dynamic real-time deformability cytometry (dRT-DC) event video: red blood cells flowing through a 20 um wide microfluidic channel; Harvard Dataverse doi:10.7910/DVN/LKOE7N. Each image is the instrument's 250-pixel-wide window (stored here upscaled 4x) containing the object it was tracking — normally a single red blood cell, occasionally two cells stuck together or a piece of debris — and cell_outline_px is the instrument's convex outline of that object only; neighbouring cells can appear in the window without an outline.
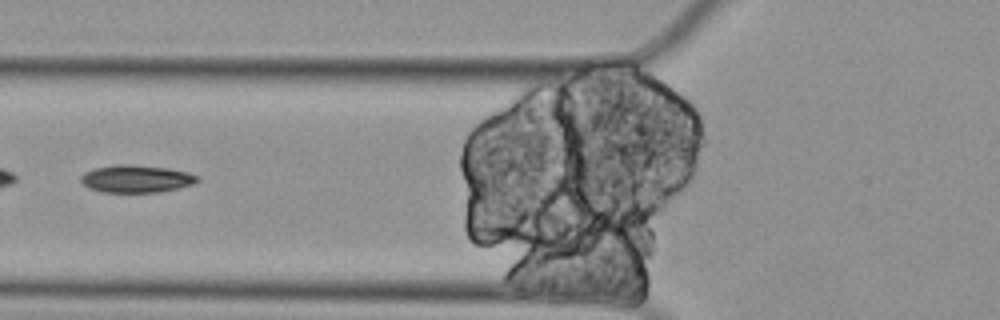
{"species": "Egyptian fruit bat (a non-hibernating species)", "species_latin": "Rousettus aegyptiacus", "temperature_condition": "cold", "stored_images_in_passage": 8, "camera_frame_rate_fps": 3000, "um_per_image_px": 0.085, "animal": {"sex": "female"}, "frame": {"image": 1, "passage_image": 6, "time_ms": 1.667, "image_size_px": [1000, 320], "cell_outline_px": [[200, 180], [192, 184], [160, 192], [100, 192], [88, 188], [80, 180], [80, 176], [84, 172], [96, 168], [112, 164], [132, 164], [168, 168], [188, 172], [200, 176]], "centroid_in_image_um": [11.57, 15.19], "position_along_channel_um": 114.2, "area_um2": 18.84}}
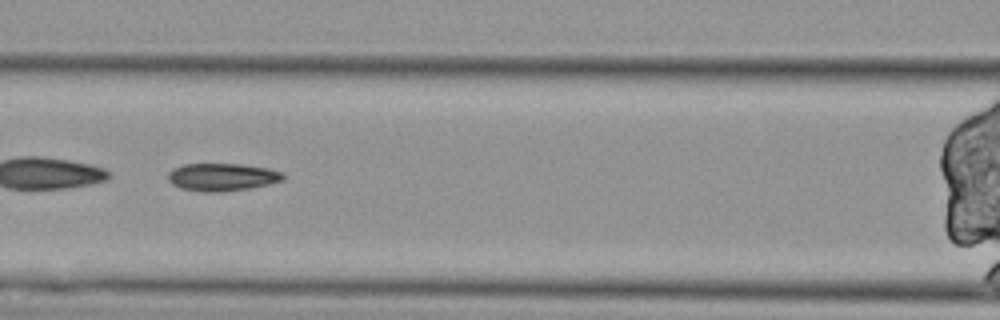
{"frame": {"image": 2, "passage_image": 7, "time_ms": 2.0, "image_size_px": [1000, 320], "cell_outline_px": [[284, 180], [268, 184], [248, 188], [220, 192], [200, 192], [180, 188], [172, 184], [168, 180], [168, 172], [172, 168], [184, 164], [244, 164], [268, 168], [284, 172]], "centroid_in_image_um": [18.87, 15.04], "position_along_channel_um": 147.7, "area_um2": 18.73}}
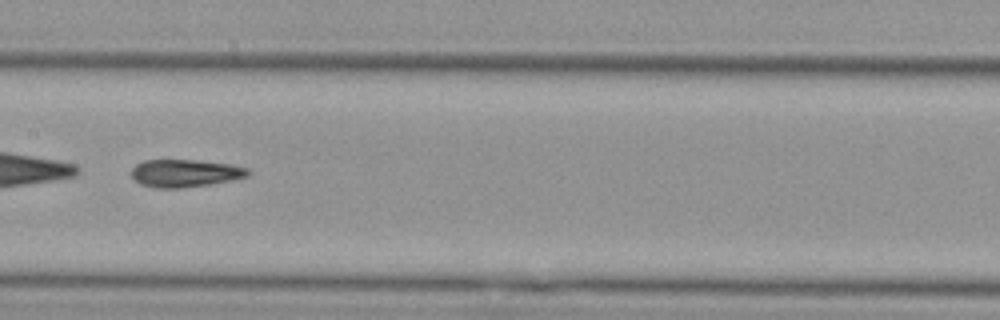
{"frame": {"image": 3, "passage_image": 8, "time_ms": 2.333, "image_size_px": [1000, 320], "cell_outline_px": [[248, 176], [208, 184], [180, 188], [152, 188], [140, 184], [132, 176], [132, 168], [136, 164], [144, 160], [196, 160], [228, 164], [248, 168]], "centroid_in_image_um": [15.67, 14.72], "position_along_channel_um": 191.7, "area_um2": 18.5}}